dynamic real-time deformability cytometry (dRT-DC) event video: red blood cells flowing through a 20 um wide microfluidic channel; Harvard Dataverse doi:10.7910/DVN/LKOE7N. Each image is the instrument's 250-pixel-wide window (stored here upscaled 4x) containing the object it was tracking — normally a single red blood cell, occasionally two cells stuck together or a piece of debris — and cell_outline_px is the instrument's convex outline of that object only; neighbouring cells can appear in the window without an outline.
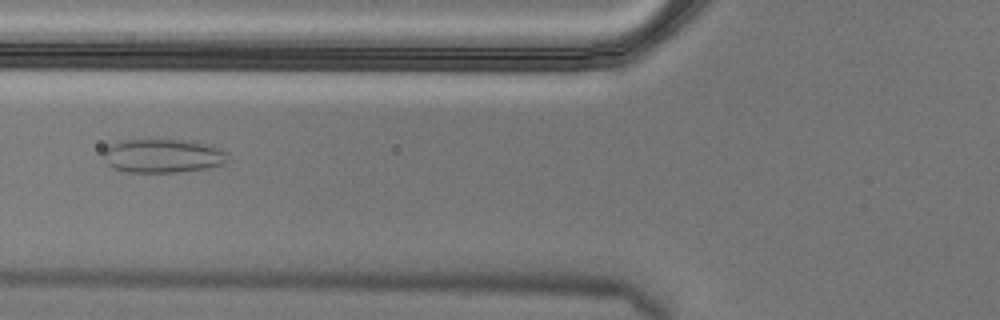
{"species": "Egyptian fruit bat (a non-hibernating species)", "species_latin": "Rousettus aegyptiacus", "temperature_condition": "cold", "stored_images_in_passage": 5, "camera_frame_rate_fps": 3000, "um_per_image_px": 0.085, "animal": {"sex": "male"}, "frame": {"image": 1, "passage_image": 3, "time_ms": 0.667, "image_size_px": [1000, 320], "cell_outline_px": [[228, 160], [224, 164], [208, 168], [176, 172], [128, 172], [112, 168], [104, 160], [104, 148], [108, 144], [120, 140], [184, 140], [212, 144], [220, 148], [228, 156]], "centroid_in_image_um": [13.83, 13.24], "position_along_channel_um": 112.0, "area_um2": 24.74}}